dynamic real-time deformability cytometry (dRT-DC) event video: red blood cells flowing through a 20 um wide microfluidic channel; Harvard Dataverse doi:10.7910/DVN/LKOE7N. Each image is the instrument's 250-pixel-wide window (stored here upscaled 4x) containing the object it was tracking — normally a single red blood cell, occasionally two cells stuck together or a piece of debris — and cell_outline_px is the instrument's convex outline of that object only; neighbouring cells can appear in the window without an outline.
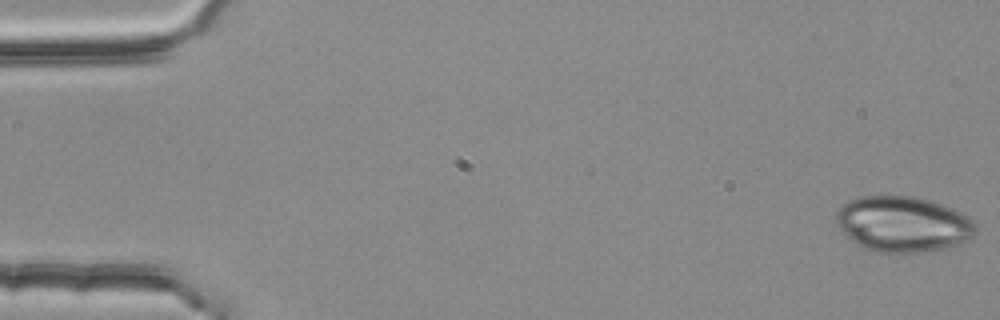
{"species": "common noctule bat (a hibernating species)", "species_latin": "Nyctalus noctula", "temperature_condition": "room temperature", "stored_images_in_passage": 53, "camera_frame_rate_fps": 3000, "um_per_image_px": 0.085, "animal": {"sex": "female", "body_mass_g": 25.1}, "frame": {"image": 1, "passage_image": 1, "time_ms": 0.0, "image_size_px": [1000, 320], "cell_outline_px": [[976, 228], [972, 236], [968, 240], [960, 244], [944, 248], [924, 252], [876, 252], [864, 248], [856, 244], [836, 224], [836, 212], [848, 200], [860, 196], [916, 196], [952, 208], [968, 216], [976, 224]], "centroid_in_image_um": [76.75, 19.05], "position_along_channel_um": 8.2, "area_um2": 45.14}}
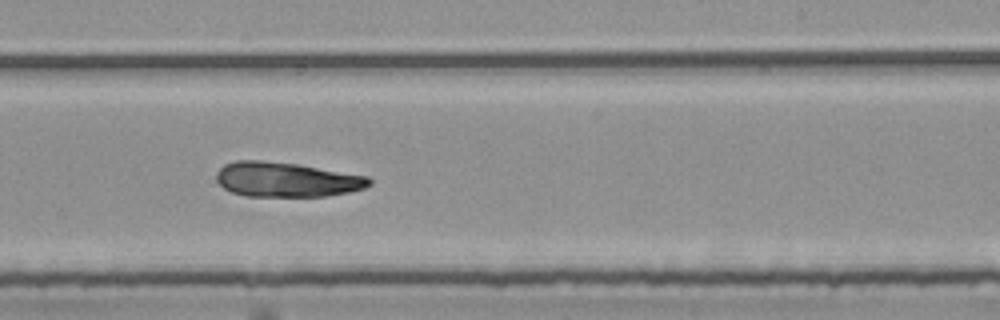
{"frame": {"image": 2, "passage_image": 33, "time_ms": 10.667, "image_size_px": [1000, 320], "cell_outline_px": [[372, 184], [364, 188], [348, 192], [328, 196], [244, 196], [232, 192], [224, 188], [216, 180], [216, 172], [224, 164], [236, 160], [260, 160], [296, 164], [368, 176], [372, 180]], "centroid_in_image_um": [24.33, 15.26], "position_along_channel_um": 264.7, "area_um2": 30.92}}
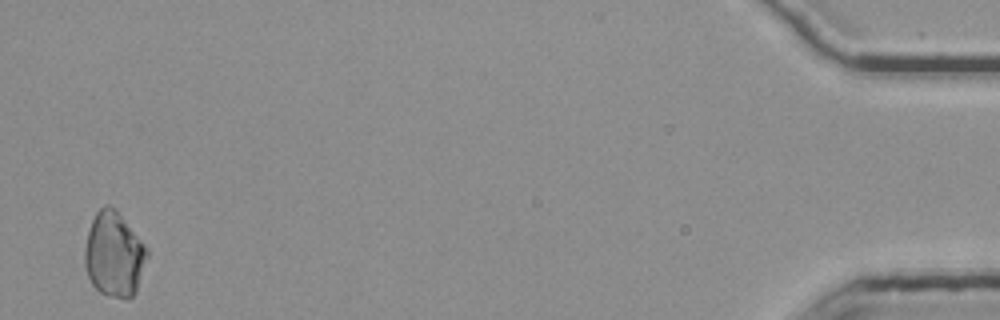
{"frame": {"image": 3, "passage_image": 53, "time_ms": 17.333, "image_size_px": [1000, 320], "cell_outline_px": [[148, 256], [136, 292], [128, 300], [124, 300], [108, 296], [100, 292], [92, 284], [88, 276], [84, 264], [84, 248], [88, 232], [92, 220], [96, 212], [104, 204], [108, 204], [120, 216], [148, 248]], "centroid_in_image_um": [9.69, 21.68], "position_along_channel_um": 425.5, "area_um2": 30.75}}